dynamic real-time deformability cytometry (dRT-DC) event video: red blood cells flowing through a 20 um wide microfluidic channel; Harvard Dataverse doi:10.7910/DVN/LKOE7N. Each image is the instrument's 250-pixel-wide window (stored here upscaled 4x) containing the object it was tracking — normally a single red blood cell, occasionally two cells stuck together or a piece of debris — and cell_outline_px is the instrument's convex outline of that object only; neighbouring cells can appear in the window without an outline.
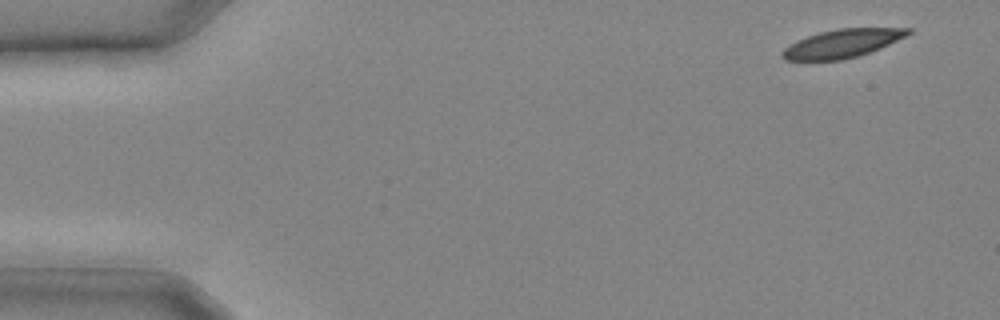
{"species": "common noctule bat (a hibernating species)", "species_latin": "Nyctalus noctula", "temperature_condition": "cold", "stored_images_in_passage": 11, "camera_frame_rate_fps": 3000, "um_per_image_px": 0.085, "animal": {"sex": "male", "body_mass_g": 20.4}, "frame": {"image": 1, "passage_image": 1, "time_ms": 0.0, "image_size_px": [1000, 320], "cell_outline_px": [[912, 32], [880, 48], [856, 56], [840, 60], [784, 60], [780, 56], [780, 52], [784, 48], [796, 40], [820, 32], [840, 28], [912, 28]], "centroid_in_image_um": [71.53, 3.69], "position_along_channel_um": 13.5, "area_um2": 20.52}}
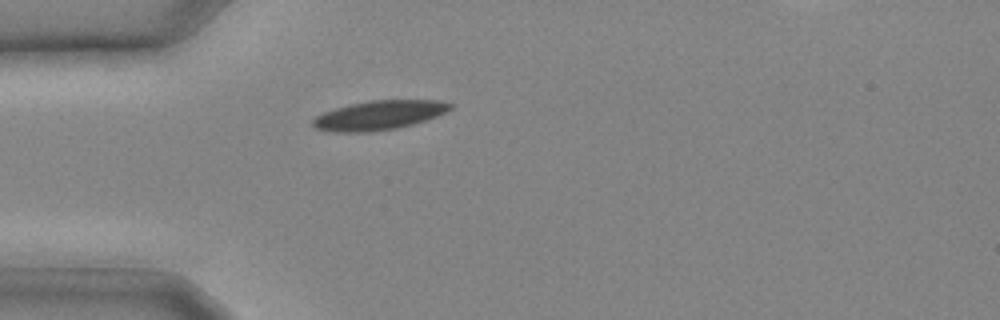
{"frame": {"image": 2, "passage_image": 7, "time_ms": 2.0, "image_size_px": [1000, 320], "cell_outline_px": [[456, 104], [452, 108], [436, 116], [412, 124], [396, 128], [368, 132], [332, 132], [316, 128], [312, 124], [312, 120], [316, 116], [324, 112], [336, 108], [352, 104], [372, 100], [440, 100]], "centroid_in_image_um": [32.23, 9.79], "position_along_channel_um": 52.8, "area_um2": 23.24}}
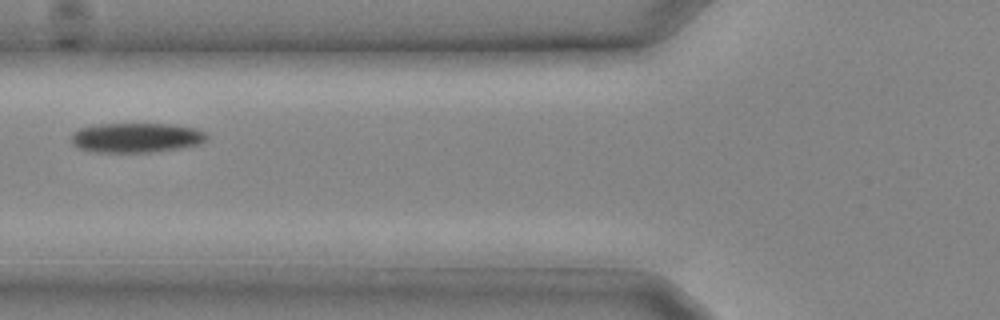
{"frame": {"image": 3, "passage_image": 10, "time_ms": 3.0, "image_size_px": [1000, 320], "cell_outline_px": [[208, 140], [200, 144], [180, 148], [152, 152], [96, 152], [80, 148], [72, 144], [72, 132], [80, 128], [96, 124], [172, 124], [196, 128], [208, 132]], "centroid_in_image_um": [11.64, 11.7], "position_along_channel_um": 114.2, "area_um2": 23.64}}